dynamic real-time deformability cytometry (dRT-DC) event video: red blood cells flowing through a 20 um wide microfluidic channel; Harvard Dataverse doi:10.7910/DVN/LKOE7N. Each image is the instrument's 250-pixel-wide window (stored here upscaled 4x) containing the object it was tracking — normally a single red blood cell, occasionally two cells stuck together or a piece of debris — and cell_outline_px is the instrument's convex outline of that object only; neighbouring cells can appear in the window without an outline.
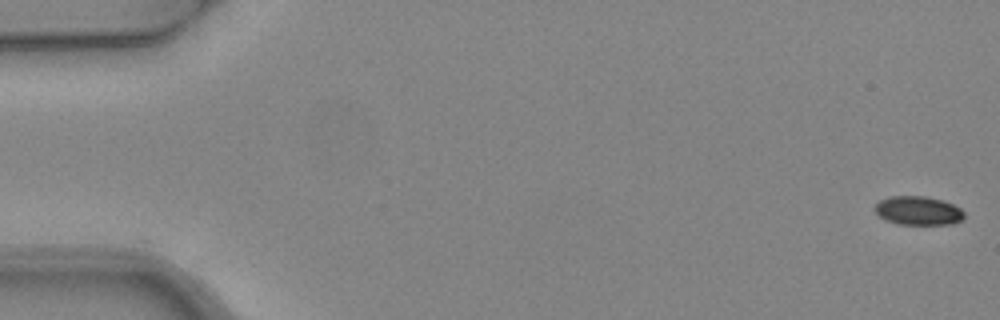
{"species": "common noctule bat (a hibernating species)", "species_latin": "Nyctalus noctula", "temperature_condition": "warm", "stored_images_in_passage": 6, "camera_frame_rate_fps": 3000, "um_per_image_px": 0.085, "animal": {"sex": "female", "body_mass_g": 24.6, "forearm_length_mm": 56.2}, "frame": {"image": 1, "passage_image": 1, "time_ms": 0.0, "image_size_px": [1000, 320], "cell_outline_px": [[964, 216], [960, 220], [952, 224], [900, 224], [888, 220], [880, 216], [876, 212], [876, 204], [880, 200], [888, 196], [924, 196], [940, 200], [952, 204], [960, 208], [964, 212]], "centroid_in_image_um": [78.05, 17.9], "position_along_channel_um": 6.9, "area_um2": 14.68}}
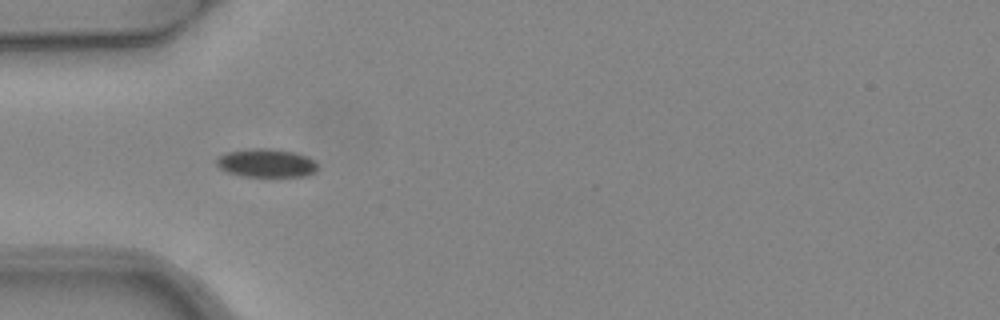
{"frame": {"image": 2, "passage_image": 5, "time_ms": 1.333, "image_size_px": [1000, 320], "cell_outline_px": [[316, 172], [304, 176], [244, 176], [228, 172], [220, 168], [216, 164], [216, 160], [220, 156], [228, 152], [252, 148], [268, 148], [296, 152], [308, 156], [316, 164]], "centroid_in_image_um": [22.65, 13.85], "position_along_channel_um": 62.4, "area_um2": 16.59}}
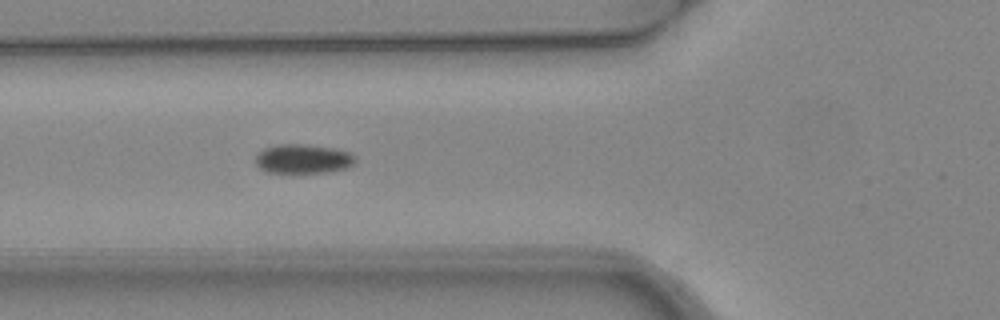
{"frame": {"image": 3, "passage_image": 6, "time_ms": 1.667, "image_size_px": [1000, 320], "cell_outline_px": [[356, 160], [348, 168], [328, 172], [268, 172], [260, 168], [256, 164], [256, 156], [264, 148], [280, 144], [304, 144], [332, 148], [348, 152], [356, 156]], "centroid_in_image_um": [25.78, 13.5], "position_along_channel_um": 100.0, "area_um2": 16.82}}